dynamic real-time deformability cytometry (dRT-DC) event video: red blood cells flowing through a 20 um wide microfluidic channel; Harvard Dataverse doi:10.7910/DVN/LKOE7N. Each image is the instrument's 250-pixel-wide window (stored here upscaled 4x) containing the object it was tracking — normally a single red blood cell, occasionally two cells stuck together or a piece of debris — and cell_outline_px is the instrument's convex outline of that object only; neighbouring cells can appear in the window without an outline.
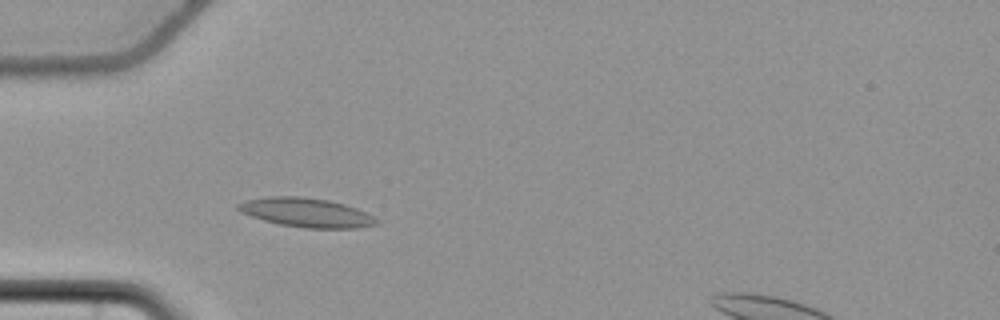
{"species": "common noctule bat (a hibernating species)", "species_latin": "Nyctalus noctula", "temperature_condition": "cold", "stored_images_in_passage": 29, "camera_frame_rate_fps": 3000, "um_per_image_px": 0.085, "animal": {"sex": "female", "body_mass_g": 22.7, "forearm_length_mm": 54.2}, "frame": {"image": 1, "passage_image": 5, "time_ms": 1.333, "image_size_px": [1000, 320], "cell_outline_px": [[380, 224], [360, 228], [304, 228], [280, 224], [264, 220], [240, 212], [236, 208], [236, 204], [244, 200], [268, 196], [300, 196], [328, 200], [344, 204], [356, 208], [380, 220]], "centroid_in_image_um": [26.04, 18.07], "position_along_channel_um": 59.0, "area_um2": 23.58}}
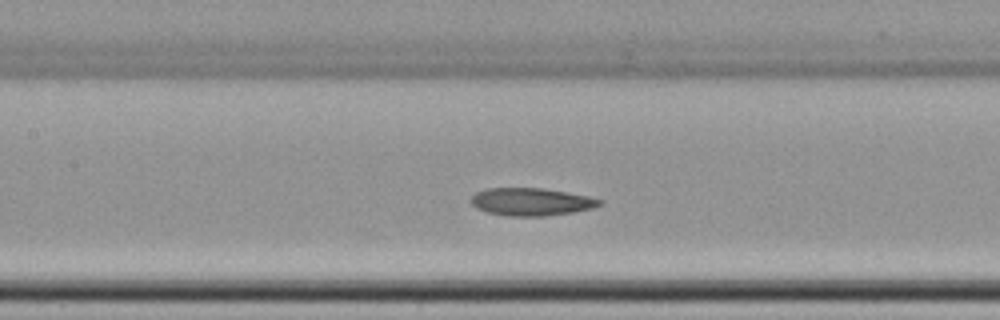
{"frame": {"image": 2, "passage_image": 14, "time_ms": 4.333, "image_size_px": [1000, 320], "cell_outline_px": [[604, 204], [592, 208], [572, 212], [544, 216], [508, 216], [488, 212], [476, 208], [468, 200], [476, 192], [488, 188], [544, 188], [588, 196], [604, 200]], "centroid_in_image_um": [45.16, 17.15], "position_along_channel_um": 162.2, "area_um2": 20.81}}
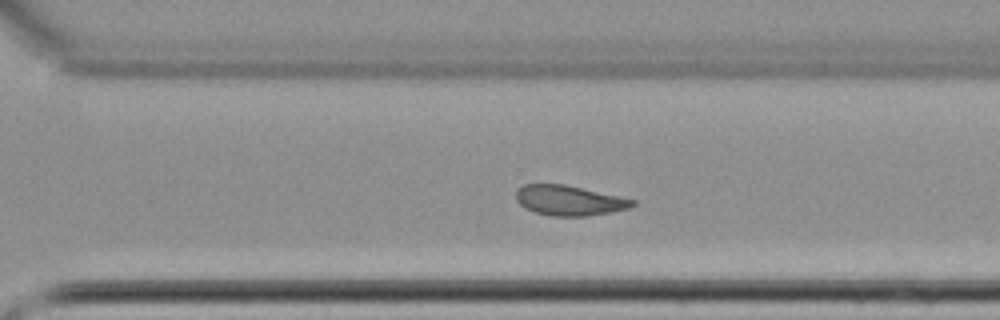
{"frame": {"image": 3, "passage_image": 27, "time_ms": 8.667, "image_size_px": [1000, 320], "cell_outline_px": [[636, 204], [628, 208], [612, 212], [588, 216], [552, 216], [536, 212], [524, 208], [516, 200], [516, 188], [524, 184], [564, 184], [636, 200]], "centroid_in_image_um": [48.36, 17.04], "position_along_channel_um": 322.2, "area_um2": 20.4}}